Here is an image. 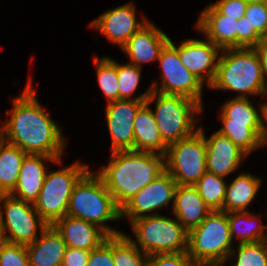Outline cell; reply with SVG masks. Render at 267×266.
Masks as SVG:
<instances>
[{"mask_svg": "<svg viewBox=\"0 0 267 266\" xmlns=\"http://www.w3.org/2000/svg\"><path fill=\"white\" fill-rule=\"evenodd\" d=\"M169 37L150 21L134 33L121 48L129 56V63L142 68V64L157 61Z\"/></svg>", "mask_w": 267, "mask_h": 266, "instance_id": "cell-18", "label": "cell"}, {"mask_svg": "<svg viewBox=\"0 0 267 266\" xmlns=\"http://www.w3.org/2000/svg\"><path fill=\"white\" fill-rule=\"evenodd\" d=\"M250 28H253L260 36L267 33V4L248 3L245 12Z\"/></svg>", "mask_w": 267, "mask_h": 266, "instance_id": "cell-34", "label": "cell"}, {"mask_svg": "<svg viewBox=\"0 0 267 266\" xmlns=\"http://www.w3.org/2000/svg\"><path fill=\"white\" fill-rule=\"evenodd\" d=\"M97 69V80L107 103L119 100L117 62L109 57L93 58Z\"/></svg>", "mask_w": 267, "mask_h": 266, "instance_id": "cell-30", "label": "cell"}, {"mask_svg": "<svg viewBox=\"0 0 267 266\" xmlns=\"http://www.w3.org/2000/svg\"><path fill=\"white\" fill-rule=\"evenodd\" d=\"M165 171L164 154L126 150L111 152L108 165L98 175L121 209Z\"/></svg>", "mask_w": 267, "mask_h": 266, "instance_id": "cell-2", "label": "cell"}, {"mask_svg": "<svg viewBox=\"0 0 267 266\" xmlns=\"http://www.w3.org/2000/svg\"><path fill=\"white\" fill-rule=\"evenodd\" d=\"M198 130L205 137L206 168L208 172L226 177L240 166L243 158L245 159L248 156L228 137L218 131L214 132L211 137L206 138L203 128L199 127Z\"/></svg>", "mask_w": 267, "mask_h": 266, "instance_id": "cell-17", "label": "cell"}, {"mask_svg": "<svg viewBox=\"0 0 267 266\" xmlns=\"http://www.w3.org/2000/svg\"><path fill=\"white\" fill-rule=\"evenodd\" d=\"M235 255L237 261L233 266H267V241L239 243L237 250H231L228 259Z\"/></svg>", "mask_w": 267, "mask_h": 266, "instance_id": "cell-32", "label": "cell"}, {"mask_svg": "<svg viewBox=\"0 0 267 266\" xmlns=\"http://www.w3.org/2000/svg\"><path fill=\"white\" fill-rule=\"evenodd\" d=\"M176 188V181L165 171L121 208V218L127 216L131 222L136 218L149 215L150 212L153 215L152 211L166 207L169 201L174 200Z\"/></svg>", "mask_w": 267, "mask_h": 266, "instance_id": "cell-13", "label": "cell"}, {"mask_svg": "<svg viewBox=\"0 0 267 266\" xmlns=\"http://www.w3.org/2000/svg\"><path fill=\"white\" fill-rule=\"evenodd\" d=\"M66 215L88 221L101 228L108 236L122 233L103 224L121 219V209L116 205L103 179L91 170L75 185Z\"/></svg>", "mask_w": 267, "mask_h": 266, "instance_id": "cell-4", "label": "cell"}, {"mask_svg": "<svg viewBox=\"0 0 267 266\" xmlns=\"http://www.w3.org/2000/svg\"><path fill=\"white\" fill-rule=\"evenodd\" d=\"M218 132L228 137L236 146L249 155L262 147L259 138L260 110L252 105L249 98L234 97L222 106Z\"/></svg>", "mask_w": 267, "mask_h": 266, "instance_id": "cell-9", "label": "cell"}, {"mask_svg": "<svg viewBox=\"0 0 267 266\" xmlns=\"http://www.w3.org/2000/svg\"><path fill=\"white\" fill-rule=\"evenodd\" d=\"M87 266H115L113 236H108L97 248L90 251Z\"/></svg>", "mask_w": 267, "mask_h": 266, "instance_id": "cell-35", "label": "cell"}, {"mask_svg": "<svg viewBox=\"0 0 267 266\" xmlns=\"http://www.w3.org/2000/svg\"><path fill=\"white\" fill-rule=\"evenodd\" d=\"M200 197L205 201L208 207L214 210L224 211V200L226 187L224 177L206 172L194 185Z\"/></svg>", "mask_w": 267, "mask_h": 266, "instance_id": "cell-28", "label": "cell"}, {"mask_svg": "<svg viewBox=\"0 0 267 266\" xmlns=\"http://www.w3.org/2000/svg\"><path fill=\"white\" fill-rule=\"evenodd\" d=\"M227 219L232 241H234V235H236L239 243L267 241V235L264 230L267 226L261 223L262 220L259 216L253 215L249 211H232L227 213ZM259 219V225L253 222L256 220L259 221Z\"/></svg>", "mask_w": 267, "mask_h": 266, "instance_id": "cell-27", "label": "cell"}, {"mask_svg": "<svg viewBox=\"0 0 267 266\" xmlns=\"http://www.w3.org/2000/svg\"><path fill=\"white\" fill-rule=\"evenodd\" d=\"M53 226L62 235L63 241L69 248L91 251L108 237L98 226L69 215L58 220Z\"/></svg>", "mask_w": 267, "mask_h": 266, "instance_id": "cell-21", "label": "cell"}, {"mask_svg": "<svg viewBox=\"0 0 267 266\" xmlns=\"http://www.w3.org/2000/svg\"><path fill=\"white\" fill-rule=\"evenodd\" d=\"M89 169L88 165L77 161L68 167L46 173L43 187L33 206L49 226L66 216L71 193Z\"/></svg>", "mask_w": 267, "mask_h": 266, "instance_id": "cell-8", "label": "cell"}, {"mask_svg": "<svg viewBox=\"0 0 267 266\" xmlns=\"http://www.w3.org/2000/svg\"><path fill=\"white\" fill-rule=\"evenodd\" d=\"M177 221L189 232L198 226L212 211L194 186L177 185L173 200Z\"/></svg>", "mask_w": 267, "mask_h": 266, "instance_id": "cell-22", "label": "cell"}, {"mask_svg": "<svg viewBox=\"0 0 267 266\" xmlns=\"http://www.w3.org/2000/svg\"><path fill=\"white\" fill-rule=\"evenodd\" d=\"M8 243L7 235L0 223V250Z\"/></svg>", "mask_w": 267, "mask_h": 266, "instance_id": "cell-42", "label": "cell"}, {"mask_svg": "<svg viewBox=\"0 0 267 266\" xmlns=\"http://www.w3.org/2000/svg\"><path fill=\"white\" fill-rule=\"evenodd\" d=\"M90 251L67 247L61 266H87Z\"/></svg>", "mask_w": 267, "mask_h": 266, "instance_id": "cell-39", "label": "cell"}, {"mask_svg": "<svg viewBox=\"0 0 267 266\" xmlns=\"http://www.w3.org/2000/svg\"><path fill=\"white\" fill-rule=\"evenodd\" d=\"M141 71L142 69L134 64L126 63L121 65L117 63L119 100H146L150 96L152 92L151 87L143 94L131 98L140 83Z\"/></svg>", "mask_w": 267, "mask_h": 266, "instance_id": "cell-31", "label": "cell"}, {"mask_svg": "<svg viewBox=\"0 0 267 266\" xmlns=\"http://www.w3.org/2000/svg\"><path fill=\"white\" fill-rule=\"evenodd\" d=\"M26 154L19 147L0 139V195L13 192Z\"/></svg>", "mask_w": 267, "mask_h": 266, "instance_id": "cell-26", "label": "cell"}, {"mask_svg": "<svg viewBox=\"0 0 267 266\" xmlns=\"http://www.w3.org/2000/svg\"><path fill=\"white\" fill-rule=\"evenodd\" d=\"M247 3H265L267 4V0H245Z\"/></svg>", "mask_w": 267, "mask_h": 266, "instance_id": "cell-44", "label": "cell"}, {"mask_svg": "<svg viewBox=\"0 0 267 266\" xmlns=\"http://www.w3.org/2000/svg\"><path fill=\"white\" fill-rule=\"evenodd\" d=\"M148 21L144 18L142 23L137 22L135 6L130 2L105 11L90 25L105 35L110 42L122 48Z\"/></svg>", "mask_w": 267, "mask_h": 266, "instance_id": "cell-16", "label": "cell"}, {"mask_svg": "<svg viewBox=\"0 0 267 266\" xmlns=\"http://www.w3.org/2000/svg\"><path fill=\"white\" fill-rule=\"evenodd\" d=\"M260 108V129L259 138L262 147L267 146V102L261 104Z\"/></svg>", "mask_w": 267, "mask_h": 266, "instance_id": "cell-41", "label": "cell"}, {"mask_svg": "<svg viewBox=\"0 0 267 266\" xmlns=\"http://www.w3.org/2000/svg\"><path fill=\"white\" fill-rule=\"evenodd\" d=\"M146 100L120 99L107 103L106 120L111 135V152L134 151V119Z\"/></svg>", "mask_w": 267, "mask_h": 266, "instance_id": "cell-15", "label": "cell"}, {"mask_svg": "<svg viewBox=\"0 0 267 266\" xmlns=\"http://www.w3.org/2000/svg\"><path fill=\"white\" fill-rule=\"evenodd\" d=\"M253 48L258 53L262 67L264 85L267 89V33L259 38L258 43Z\"/></svg>", "mask_w": 267, "mask_h": 266, "instance_id": "cell-40", "label": "cell"}, {"mask_svg": "<svg viewBox=\"0 0 267 266\" xmlns=\"http://www.w3.org/2000/svg\"><path fill=\"white\" fill-rule=\"evenodd\" d=\"M162 68L161 84L153 82L152 91L166 95H181L199 102L202 105L203 82L182 64L178 52L167 43L159 55Z\"/></svg>", "mask_w": 267, "mask_h": 266, "instance_id": "cell-12", "label": "cell"}, {"mask_svg": "<svg viewBox=\"0 0 267 266\" xmlns=\"http://www.w3.org/2000/svg\"><path fill=\"white\" fill-rule=\"evenodd\" d=\"M187 252L149 255L147 266H193Z\"/></svg>", "mask_w": 267, "mask_h": 266, "instance_id": "cell-36", "label": "cell"}, {"mask_svg": "<svg viewBox=\"0 0 267 266\" xmlns=\"http://www.w3.org/2000/svg\"><path fill=\"white\" fill-rule=\"evenodd\" d=\"M43 161H51L61 164L62 159L41 154H26L22 164L16 187L11 196L34 203L43 187L47 168ZM18 194V195H17Z\"/></svg>", "mask_w": 267, "mask_h": 266, "instance_id": "cell-19", "label": "cell"}, {"mask_svg": "<svg viewBox=\"0 0 267 266\" xmlns=\"http://www.w3.org/2000/svg\"><path fill=\"white\" fill-rule=\"evenodd\" d=\"M130 223L137 242L128 237L148 256L175 254L188 250V231L177 218H168L155 212L153 215L136 218Z\"/></svg>", "mask_w": 267, "mask_h": 266, "instance_id": "cell-5", "label": "cell"}, {"mask_svg": "<svg viewBox=\"0 0 267 266\" xmlns=\"http://www.w3.org/2000/svg\"><path fill=\"white\" fill-rule=\"evenodd\" d=\"M227 212L211 211L188 232V250L193 264L227 262L233 249Z\"/></svg>", "mask_w": 267, "mask_h": 266, "instance_id": "cell-7", "label": "cell"}, {"mask_svg": "<svg viewBox=\"0 0 267 266\" xmlns=\"http://www.w3.org/2000/svg\"><path fill=\"white\" fill-rule=\"evenodd\" d=\"M0 266H29L26 246L8 242L0 250Z\"/></svg>", "mask_w": 267, "mask_h": 266, "instance_id": "cell-33", "label": "cell"}, {"mask_svg": "<svg viewBox=\"0 0 267 266\" xmlns=\"http://www.w3.org/2000/svg\"><path fill=\"white\" fill-rule=\"evenodd\" d=\"M260 37L253 28H250L245 16L238 20L237 48H253Z\"/></svg>", "mask_w": 267, "mask_h": 266, "instance_id": "cell-38", "label": "cell"}, {"mask_svg": "<svg viewBox=\"0 0 267 266\" xmlns=\"http://www.w3.org/2000/svg\"><path fill=\"white\" fill-rule=\"evenodd\" d=\"M2 202L4 207L0 206V223L8 242L27 246L38 239V229L43 231L49 226L35 210L33 203L31 206V202L11 195H0V203Z\"/></svg>", "mask_w": 267, "mask_h": 266, "instance_id": "cell-11", "label": "cell"}, {"mask_svg": "<svg viewBox=\"0 0 267 266\" xmlns=\"http://www.w3.org/2000/svg\"><path fill=\"white\" fill-rule=\"evenodd\" d=\"M29 266H61L67 246L54 226L41 231L40 239L26 246Z\"/></svg>", "mask_w": 267, "mask_h": 266, "instance_id": "cell-23", "label": "cell"}, {"mask_svg": "<svg viewBox=\"0 0 267 266\" xmlns=\"http://www.w3.org/2000/svg\"><path fill=\"white\" fill-rule=\"evenodd\" d=\"M245 0H219L212 4L222 15L239 20L245 16L247 9Z\"/></svg>", "mask_w": 267, "mask_h": 266, "instance_id": "cell-37", "label": "cell"}, {"mask_svg": "<svg viewBox=\"0 0 267 266\" xmlns=\"http://www.w3.org/2000/svg\"><path fill=\"white\" fill-rule=\"evenodd\" d=\"M206 154L205 137L197 130L191 136L168 145L166 171L177 185L194 186L207 172Z\"/></svg>", "mask_w": 267, "mask_h": 266, "instance_id": "cell-10", "label": "cell"}, {"mask_svg": "<svg viewBox=\"0 0 267 266\" xmlns=\"http://www.w3.org/2000/svg\"><path fill=\"white\" fill-rule=\"evenodd\" d=\"M221 54L209 88L235 91L240 98L267 94L261 62L254 48H228Z\"/></svg>", "mask_w": 267, "mask_h": 266, "instance_id": "cell-3", "label": "cell"}, {"mask_svg": "<svg viewBox=\"0 0 267 266\" xmlns=\"http://www.w3.org/2000/svg\"><path fill=\"white\" fill-rule=\"evenodd\" d=\"M261 185V179L249 173H240L227 185L224 200V211H248Z\"/></svg>", "mask_w": 267, "mask_h": 266, "instance_id": "cell-25", "label": "cell"}, {"mask_svg": "<svg viewBox=\"0 0 267 266\" xmlns=\"http://www.w3.org/2000/svg\"><path fill=\"white\" fill-rule=\"evenodd\" d=\"M177 52L182 64L208 87L212 84L217 67L219 54L222 51L210 40L188 39L178 47L169 39L168 42Z\"/></svg>", "mask_w": 267, "mask_h": 266, "instance_id": "cell-14", "label": "cell"}, {"mask_svg": "<svg viewBox=\"0 0 267 266\" xmlns=\"http://www.w3.org/2000/svg\"><path fill=\"white\" fill-rule=\"evenodd\" d=\"M154 101L156 107L153 114L161 137L167 145L187 138L198 130L194 131L193 128L198 121L196 115L203 110V105L199 102L181 95L152 91L146 103L150 106Z\"/></svg>", "mask_w": 267, "mask_h": 266, "instance_id": "cell-6", "label": "cell"}, {"mask_svg": "<svg viewBox=\"0 0 267 266\" xmlns=\"http://www.w3.org/2000/svg\"><path fill=\"white\" fill-rule=\"evenodd\" d=\"M25 90L13 99L8 121L0 125V136L6 142L19 147L27 154H41L61 159L66 146L61 129L51 115L41 107L32 78Z\"/></svg>", "mask_w": 267, "mask_h": 266, "instance_id": "cell-1", "label": "cell"}, {"mask_svg": "<svg viewBox=\"0 0 267 266\" xmlns=\"http://www.w3.org/2000/svg\"><path fill=\"white\" fill-rule=\"evenodd\" d=\"M148 255L142 252L124 233L113 235L115 266H147Z\"/></svg>", "mask_w": 267, "mask_h": 266, "instance_id": "cell-29", "label": "cell"}, {"mask_svg": "<svg viewBox=\"0 0 267 266\" xmlns=\"http://www.w3.org/2000/svg\"><path fill=\"white\" fill-rule=\"evenodd\" d=\"M134 151L166 154L168 145L163 141L153 110L145 102L134 119Z\"/></svg>", "mask_w": 267, "mask_h": 266, "instance_id": "cell-24", "label": "cell"}, {"mask_svg": "<svg viewBox=\"0 0 267 266\" xmlns=\"http://www.w3.org/2000/svg\"><path fill=\"white\" fill-rule=\"evenodd\" d=\"M225 262H215V263H197L193 266H223Z\"/></svg>", "mask_w": 267, "mask_h": 266, "instance_id": "cell-43", "label": "cell"}, {"mask_svg": "<svg viewBox=\"0 0 267 266\" xmlns=\"http://www.w3.org/2000/svg\"><path fill=\"white\" fill-rule=\"evenodd\" d=\"M196 28L221 50L237 48L238 20L222 15L212 4L199 15Z\"/></svg>", "mask_w": 267, "mask_h": 266, "instance_id": "cell-20", "label": "cell"}]
</instances>
